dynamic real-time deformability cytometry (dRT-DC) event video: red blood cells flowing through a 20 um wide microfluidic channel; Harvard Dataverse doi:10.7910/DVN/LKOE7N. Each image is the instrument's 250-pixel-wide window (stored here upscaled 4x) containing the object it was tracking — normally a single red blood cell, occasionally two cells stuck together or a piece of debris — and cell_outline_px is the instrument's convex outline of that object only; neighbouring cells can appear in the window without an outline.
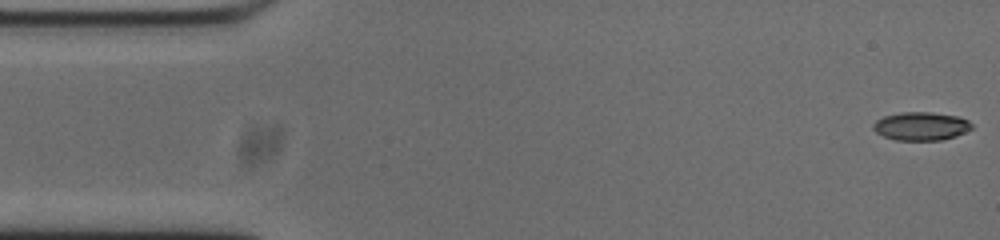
{"species": "common noctule bat (a hibernating species)", "species_latin": "Nyctalus noctula", "temperature_condition": "cold", "stored_images_in_passage": 53, "camera_frame_rate_fps": 3000, "um_per_image_px": 0.085, "animal": {"sex": "male", "body_mass_g": 20.0, "forearm_length_mm": 53.3}, "frame": {"image": 1, "passage_image": 1, "time_ms": 0.0, "image_size_px": [1000, 240], "cell_outline_px": [[972, 128], [956, 136], [940, 140], [896, 140], [884, 136], [876, 132], [872, 128], [872, 124], [876, 120], [884, 116], [900, 112], [932, 112], [956, 116], [968, 120], [972, 124]], "centroid_in_image_um": [78.26, 10.72], "position_along_channel_um": 6.7, "area_um2": 16.24}}
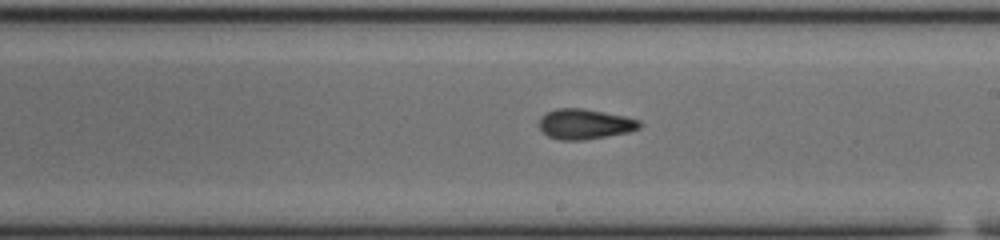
{"frame": {"image": 2, "passage_image": 29, "time_ms": 9.333, "image_size_px": [1000, 240], "cell_outline_px": [[640, 128], [628, 132], [584, 140], [560, 140], [548, 136], [540, 128], [540, 116], [556, 108], [584, 108], [624, 116], [640, 120]], "centroid_in_image_um": [49.7, 10.54], "position_along_channel_um": 239.3, "area_um2": 17.57}}
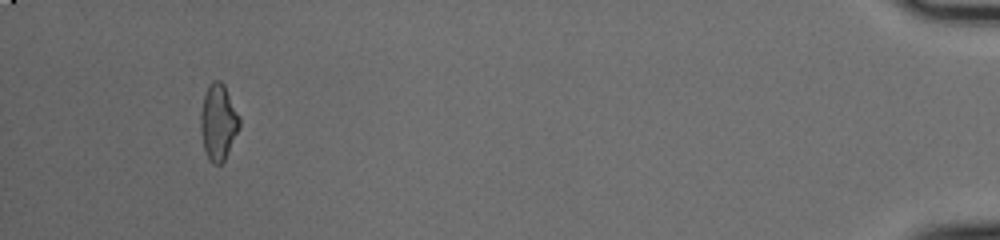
{"frame": {"image": 3, "passage_image": 50, "time_ms": 16.333, "image_size_px": [1000, 240], "cell_outline_px": [[240, 128], [224, 160], [220, 164], [212, 164], [208, 160], [204, 148], [200, 128], [200, 112], [204, 96], [208, 84], [212, 80], [220, 80], [224, 84], [240, 120]], "centroid_in_image_um": [18.54, 10.38], "position_along_channel_um": 416.7, "area_um2": 17.17}, "authors_computed_cell_mechanics": {"area_um2": 16.9932, "velocity_mm_per_s": 3.7416, "shape_relaxation_time_tau1_ms": 4.8064, "shape_relaxation_time_tau2_ms": 3.9947, "deformation_change_tau1": 0.1423, "deformation_change_tau2": 0.1159}}